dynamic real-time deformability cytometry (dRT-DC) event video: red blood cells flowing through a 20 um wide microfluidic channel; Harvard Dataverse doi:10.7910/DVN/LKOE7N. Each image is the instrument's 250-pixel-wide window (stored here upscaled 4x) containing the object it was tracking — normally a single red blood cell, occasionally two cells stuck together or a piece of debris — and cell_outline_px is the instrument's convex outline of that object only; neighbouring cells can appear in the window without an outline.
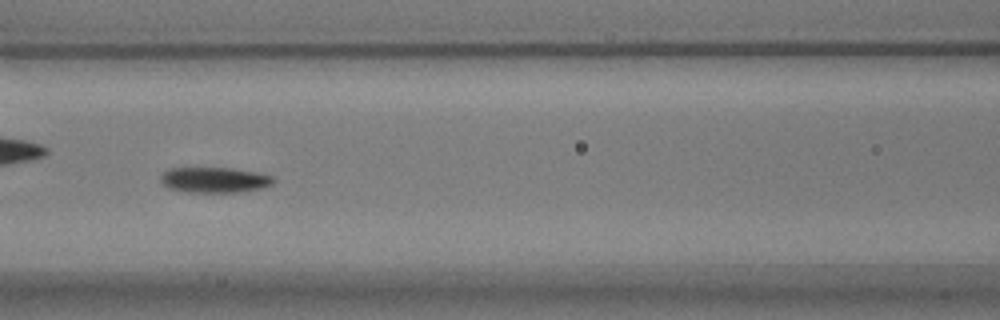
{"species": "common noctule bat (a hibernating species)", "species_latin": "Nyctalus noctula", "temperature_condition": "warm", "stored_images_in_passage": 32, "camera_frame_rate_fps": 3000, "um_per_image_px": 0.085, "animal": {"sex": "male", "body_mass_g": 17.9}, "frame": {"image": 1, "passage_image": 10, "time_ms": 3.0, "image_size_px": [1000, 320], "cell_outline_px": [[276, 180], [272, 184], [264, 188], [240, 192], [188, 192], [168, 188], [160, 180], [160, 176], [164, 172], [172, 168], [232, 168], [256, 172], [272, 176]], "centroid_in_image_um": [18.26, 15.3], "position_along_channel_um": 148.3, "area_um2": 16.76}}
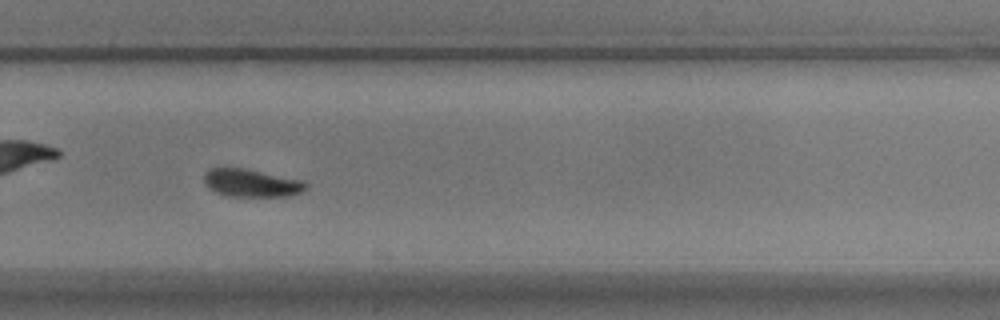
{"frame": {"image": 2, "passage_image": 23, "time_ms": 7.333, "image_size_px": [1000, 320], "cell_outline_px": [[308, 184], [300, 192], [288, 196], [224, 196], [208, 188], [204, 180], [204, 172], [208, 168], [244, 168], [304, 180]], "centroid_in_image_um": [21.34, 15.55], "position_along_channel_um": 308.5, "area_um2": 16.53}, "authors_computed_cell_mechanics": {"area_um2": 17.0799, "velocity_mm_per_s": 3.709, "shape_relaxation_time_tau1_ms": 4.583, "shape_relaxation_time_tau2_ms": 2.9452, "deformation_change_tau1": 0.2192, "deformation_change_tau2": 0.0859}}